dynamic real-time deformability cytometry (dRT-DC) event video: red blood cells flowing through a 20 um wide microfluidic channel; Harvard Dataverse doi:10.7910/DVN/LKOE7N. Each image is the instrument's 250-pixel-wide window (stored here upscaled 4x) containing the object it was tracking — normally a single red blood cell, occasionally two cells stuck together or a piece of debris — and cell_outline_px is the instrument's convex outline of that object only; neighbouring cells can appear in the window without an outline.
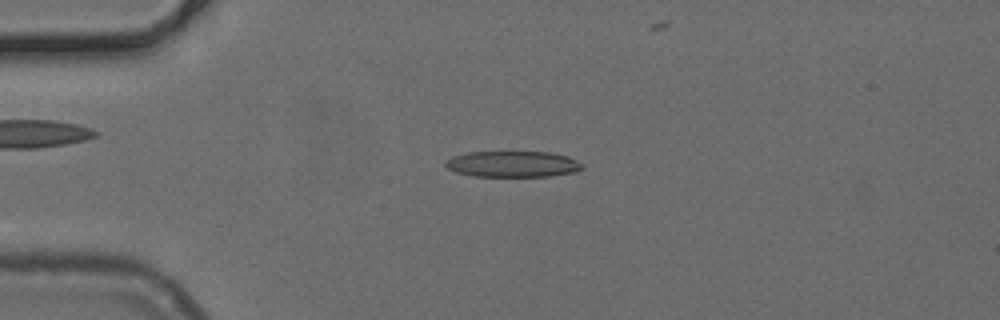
{"species": "common noctule bat (a hibernating species)", "species_latin": "Nyctalus noctula", "temperature_condition": "cold", "stored_images_in_passage": 43, "camera_frame_rate_fps": 3000, "um_per_image_px": 0.085, "animal": {"sex": "female", "body_mass_g": 24.6, "forearm_length_mm": 56.2}, "frame": {"image": 1, "passage_image": 12, "time_ms": 3.667, "image_size_px": [1000, 320], "cell_outline_px": [[580, 168], [576, 172], [552, 176], [472, 176], [456, 172], [448, 168], [444, 164], [444, 160], [452, 156], [468, 152], [552, 152], [568, 156], [576, 160], [580, 164]], "centroid_in_image_um": [43.54, 13.94], "position_along_channel_um": 41.5, "area_um2": 20.75}}
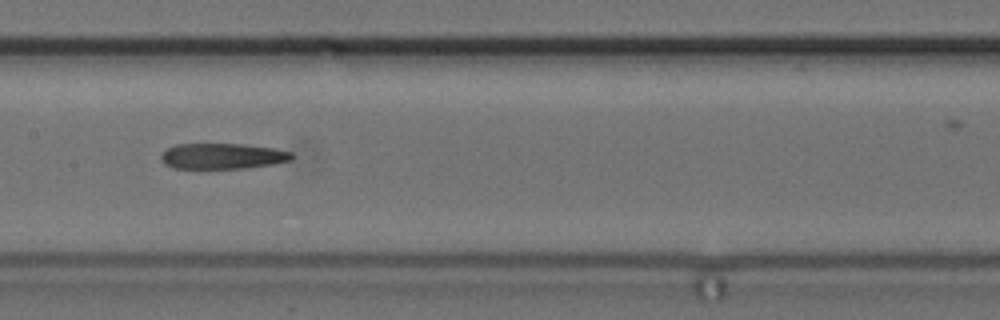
{"frame": {"image": 2, "passage_image": 25, "time_ms": 8.0, "image_size_px": [1000, 320], "cell_outline_px": [[296, 156], [292, 160], [272, 164], [248, 168], [172, 168], [164, 164], [160, 160], [160, 156], [168, 148], [176, 144], [240, 144], [276, 148], [292, 152]], "centroid_in_image_um": [18.94, 13.27], "position_along_channel_um": 188.5, "area_um2": 19.71}}
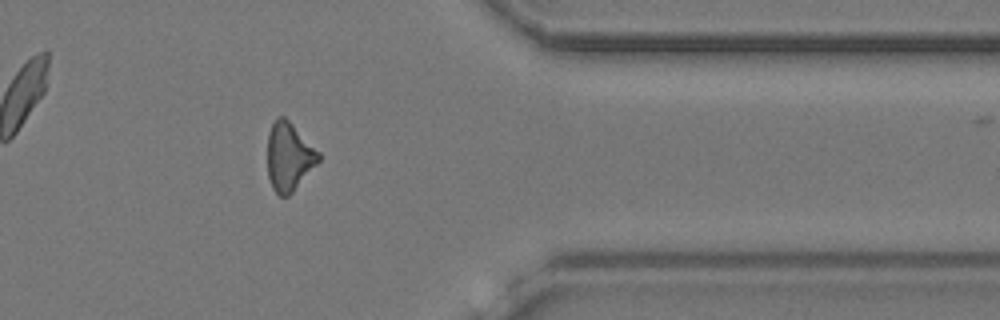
{"frame": {"image": 3, "passage_image": 41, "time_ms": 13.333, "image_size_px": [1000, 320], "cell_outline_px": [[320, 160], [292, 192], [288, 196], [280, 196], [272, 188], [268, 176], [268, 132], [276, 116], [284, 116], [320, 152]], "centroid_in_image_um": [24.55, 13.3], "position_along_channel_um": 386.8, "area_um2": 20.17}}